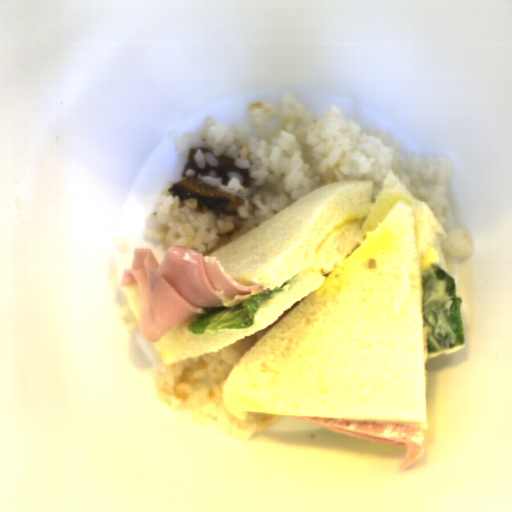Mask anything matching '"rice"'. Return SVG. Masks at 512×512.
Returning a JSON list of instances; mask_svg holds the SVG:
<instances>
[{"instance_id": "rice-3", "label": "rice", "mask_w": 512, "mask_h": 512, "mask_svg": "<svg viewBox=\"0 0 512 512\" xmlns=\"http://www.w3.org/2000/svg\"><path fill=\"white\" fill-rule=\"evenodd\" d=\"M116 316L127 334L140 330L141 304L137 283L126 286L124 296L117 306Z\"/></svg>"}, {"instance_id": "rice-1", "label": "rice", "mask_w": 512, "mask_h": 512, "mask_svg": "<svg viewBox=\"0 0 512 512\" xmlns=\"http://www.w3.org/2000/svg\"><path fill=\"white\" fill-rule=\"evenodd\" d=\"M173 147L186 163L192 149H211H197L194 161L200 168L219 166L218 156L226 155L248 170L250 184L242 185L239 171H228L227 185L214 170L197 175L202 184L243 200L236 216L199 207L193 197L180 199L168 191L172 186L163 189L144 236L168 249L183 246L208 256L332 182L374 181L373 204L392 170L413 197L427 203L445 229V234L437 231L432 244L440 267L450 275L456 263L474 253L469 235L452 227L449 219L457 169L452 157L407 151L388 135L350 118L338 104L311 114L295 93L285 92L276 102L248 105L241 125L222 123L210 115L195 131L175 137Z\"/></svg>"}, {"instance_id": "rice-2", "label": "rice", "mask_w": 512, "mask_h": 512, "mask_svg": "<svg viewBox=\"0 0 512 512\" xmlns=\"http://www.w3.org/2000/svg\"><path fill=\"white\" fill-rule=\"evenodd\" d=\"M300 302L264 329L245 335L217 353L189 357L171 365L161 356L152 384L154 395L172 411L185 412L189 421H213L223 436L235 441H248L268 431L286 415L247 411L244 420L238 419L225 409L222 391L238 362Z\"/></svg>"}]
</instances>
